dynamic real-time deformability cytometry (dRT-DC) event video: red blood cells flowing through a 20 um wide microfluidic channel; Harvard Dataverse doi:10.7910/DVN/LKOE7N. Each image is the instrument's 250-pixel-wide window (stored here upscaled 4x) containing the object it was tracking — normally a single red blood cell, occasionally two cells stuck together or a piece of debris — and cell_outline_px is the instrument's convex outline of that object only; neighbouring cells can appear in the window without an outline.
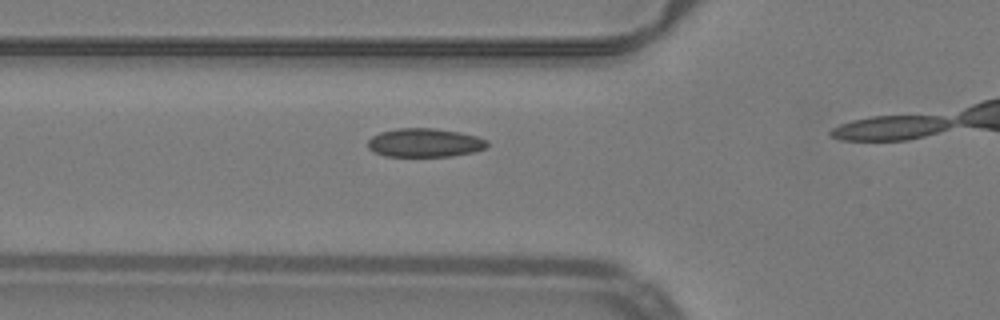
{"species": "common noctule bat (a hibernating species)", "species_latin": "Nyctalus noctula", "temperature_condition": "warm", "stored_images_in_passage": 15, "camera_frame_rate_fps": 3000, "um_per_image_px": 0.085, "animal": {"sex": "male", "body_mass_g": 19.2, "forearm_length_mm": 51.8}, "frame": {"image": 1, "passage_image": 11, "time_ms": 3.333, "image_size_px": [1000, 320], "cell_outline_px": [[488, 144], [484, 148], [472, 152], [452, 156], [384, 156], [368, 148], [368, 140], [372, 136], [380, 132], [396, 128], [432, 128], [460, 132], [476, 136], [488, 140]], "centroid_in_image_um": [36.09, 12.12], "position_along_channel_um": 89.7, "area_um2": 19.88}}